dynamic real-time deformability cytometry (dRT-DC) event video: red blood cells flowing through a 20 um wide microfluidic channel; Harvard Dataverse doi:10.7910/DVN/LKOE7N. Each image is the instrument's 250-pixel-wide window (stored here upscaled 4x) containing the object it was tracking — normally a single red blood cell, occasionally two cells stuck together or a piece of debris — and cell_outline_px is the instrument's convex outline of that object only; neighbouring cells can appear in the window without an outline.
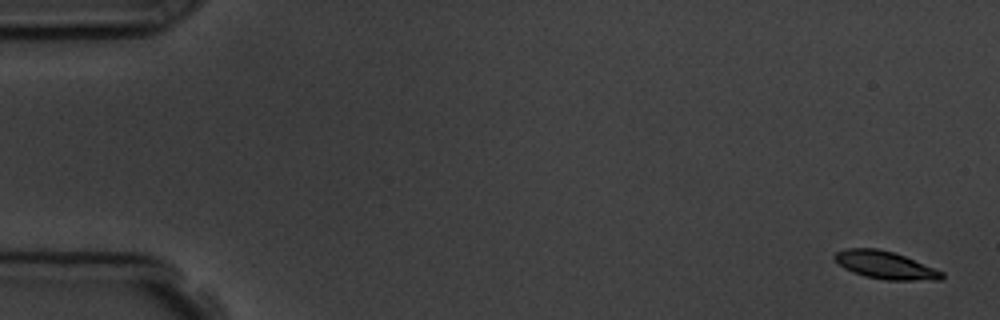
{"species": "common noctule bat (a hibernating species)", "species_latin": "Nyctalus noctula", "temperature_condition": "room temperature", "stored_images_in_passage": 6, "camera_frame_rate_fps": 3000, "um_per_image_px": 0.085, "animal": {"sex": "male", "body_mass_g": 19.5, "forearm_length_mm": 54.6}, "frame": {"image": 1, "passage_image": 1, "time_ms": 0.0, "image_size_px": [1000, 320], "cell_outline_px": [[944, 276], [940, 280], [888, 280], [864, 276], [852, 272], [844, 268], [832, 256], [836, 252], [844, 248], [876, 248], [892, 252], [904, 256], [944, 272]], "centroid_in_image_um": [75.23, 22.53], "position_along_channel_um": 9.8, "area_um2": 17.17}}
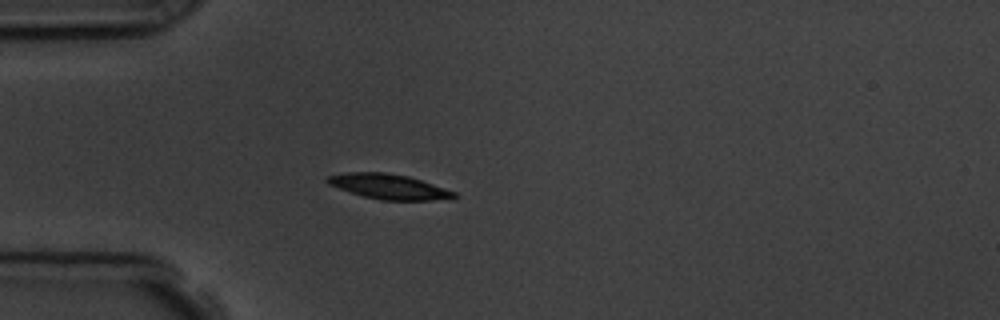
{"frame": {"image": 2, "passage_image": 5, "time_ms": 4.667, "image_size_px": [1000, 320], "cell_outline_px": [[460, 196], [452, 200], [380, 200], [364, 196], [328, 184], [324, 180], [328, 176], [348, 172], [384, 172], [408, 176], [456, 192]], "centroid_in_image_um": [33.12, 15.87], "position_along_channel_um": 51.9, "area_um2": 18.44}}